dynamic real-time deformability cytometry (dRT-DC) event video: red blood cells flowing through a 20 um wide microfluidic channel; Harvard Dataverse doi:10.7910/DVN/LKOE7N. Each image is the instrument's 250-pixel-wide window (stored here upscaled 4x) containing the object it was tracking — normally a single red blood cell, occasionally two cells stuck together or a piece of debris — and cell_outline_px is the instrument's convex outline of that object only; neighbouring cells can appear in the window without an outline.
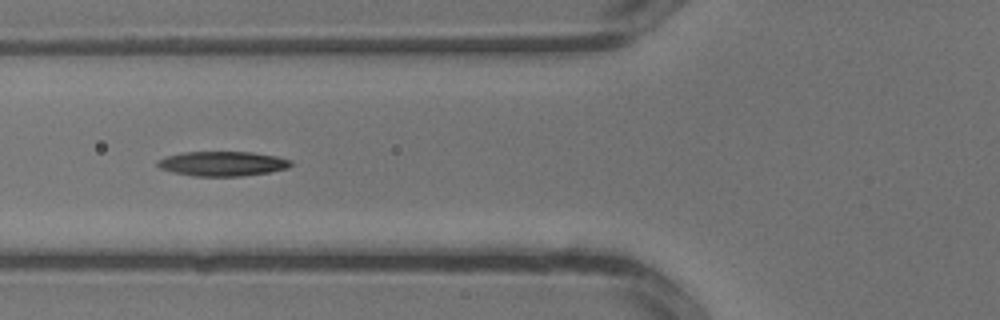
{"species": "common noctule bat (a hibernating species)", "species_latin": "Nyctalus noctula", "temperature_condition": "warm", "stored_images_in_passage": 34, "segment_of_instrument_passage": [2, 2], "camera_frame_rate_fps": 3000, "um_per_image_px": 0.085, "animal": {"sex": "male", "body_mass_g": 13.3}, "frame": {"image": 1, "passage_image": 13, "time_ms": 4.0, "image_size_px": [1000, 320], "cell_outline_px": [[292, 164], [288, 168], [268, 172], [240, 176], [192, 176], [172, 172], [160, 168], [156, 164], [156, 160], [168, 156], [184, 152], [252, 152], [276, 156], [292, 160]], "centroid_in_image_um": [18.9, 13.91], "position_along_channel_um": 106.9, "area_um2": 19.13}}
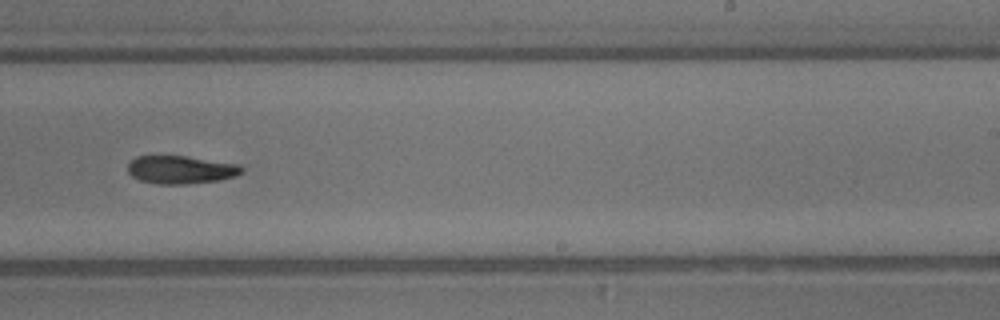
{"frame": {"image": 2, "passage_image": 21, "time_ms": 6.667, "image_size_px": [1000, 320], "cell_outline_px": [[244, 172], [236, 176], [216, 180], [184, 184], [156, 184], [140, 180], [132, 176], [128, 172], [128, 164], [136, 156], [184, 156], [240, 164], [244, 168]], "centroid_in_image_um": [15.38, 14.42], "position_along_channel_um": 273.6, "area_um2": 18.55}}
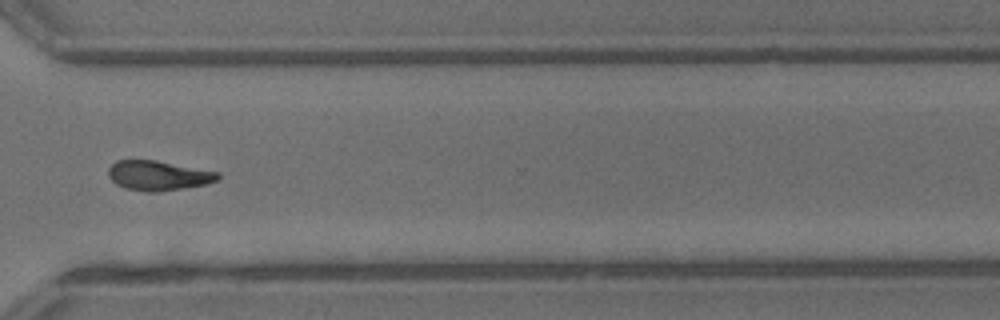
{"frame": {"image": 3, "passage_image": 25, "time_ms": 8.0, "image_size_px": [1000, 320], "cell_outline_px": [[220, 176], [216, 180], [208, 184], [184, 188], [156, 192], [148, 192], [124, 188], [116, 184], [108, 176], [108, 168], [116, 160], [156, 160], [220, 172]], "centroid_in_image_um": [13.45, 14.92], "position_along_channel_um": 357.1, "area_um2": 19.07}}